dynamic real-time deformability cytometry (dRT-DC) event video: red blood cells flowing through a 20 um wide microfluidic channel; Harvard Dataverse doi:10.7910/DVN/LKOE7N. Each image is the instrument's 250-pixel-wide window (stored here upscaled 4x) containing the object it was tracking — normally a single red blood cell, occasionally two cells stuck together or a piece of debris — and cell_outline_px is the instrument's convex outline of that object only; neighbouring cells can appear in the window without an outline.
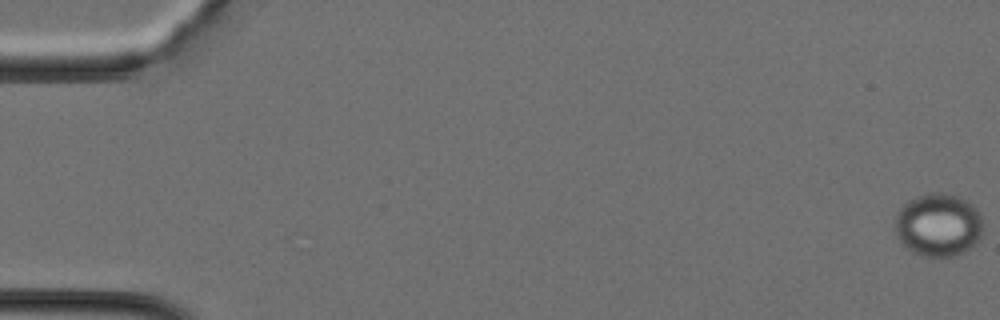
{"species": "Egyptian fruit bat (a non-hibernating species)", "species_latin": "Rousettus aegyptiacus", "temperature_condition": "cold", "stored_images_in_passage": 5, "camera_frame_rate_fps": 3000, "um_per_image_px": 0.085, "animal": {"sex": "female"}, "frame": {"image": 1, "passage_image": 1, "time_ms": 0.0, "image_size_px": [1000, 320], "cell_outline_px": [[980, 236], [976, 244], [972, 248], [956, 256], [924, 256], [912, 252], [896, 236], [896, 212], [908, 200], [916, 196], [932, 192], [944, 192], [956, 196], [964, 200], [976, 208], [980, 216]], "centroid_in_image_um": [79.73, 19.12], "position_along_channel_um": 5.3, "area_um2": 32.14}}